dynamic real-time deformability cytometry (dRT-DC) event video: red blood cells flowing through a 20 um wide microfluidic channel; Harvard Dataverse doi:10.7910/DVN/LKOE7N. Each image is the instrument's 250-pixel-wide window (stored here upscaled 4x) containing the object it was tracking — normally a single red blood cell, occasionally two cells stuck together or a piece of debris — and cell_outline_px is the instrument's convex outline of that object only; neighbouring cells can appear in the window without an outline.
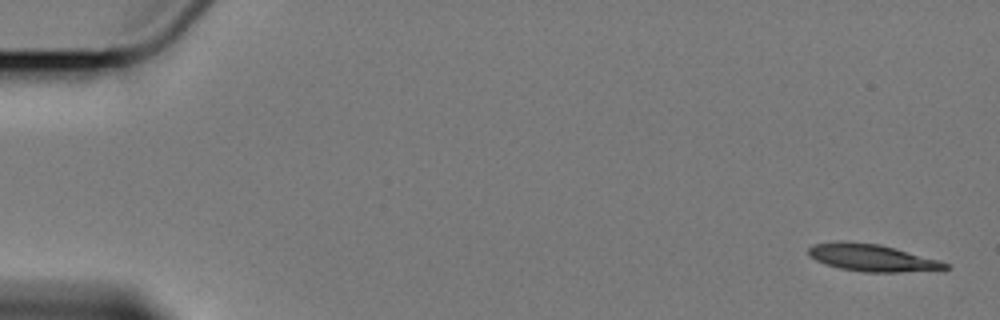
{"species": "Egyptian fruit bat (a non-hibernating species)", "species_latin": "Rousettus aegyptiacus", "temperature_condition": "cold", "stored_images_in_passage": 5, "camera_frame_rate_fps": 3000, "um_per_image_px": 0.085, "animal": {"sex": "female"}, "frame": {"image": 1, "passage_image": 1, "time_ms": 0.0, "image_size_px": [1000, 320], "cell_outline_px": [[952, 268], [900, 272], [864, 272], [840, 268], [816, 260], [808, 256], [808, 248], [812, 244], [836, 240], [840, 240], [880, 244], [940, 260], [948, 264]], "centroid_in_image_um": [74.08, 21.89], "position_along_channel_um": 10.9, "area_um2": 21.68}}
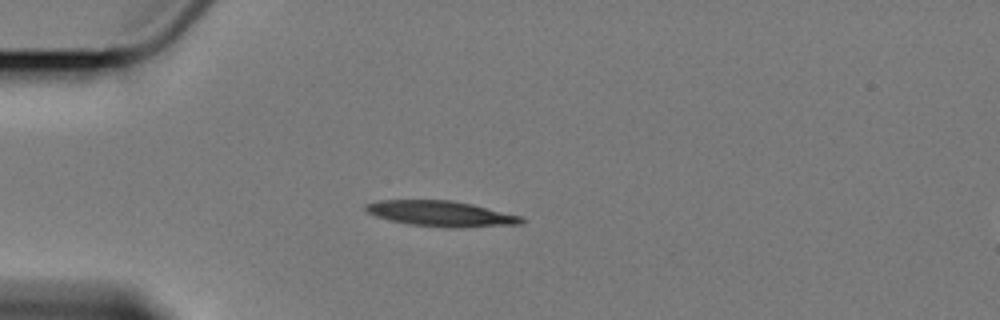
{"frame": {"image": 2, "passage_image": 5, "time_ms": 4.667, "image_size_px": [1000, 320], "cell_outline_px": [[524, 220], [520, 224], [460, 228], [444, 228], [408, 224], [376, 216], [368, 212], [364, 208], [364, 204], [380, 200], [452, 200], [472, 204], [524, 216]], "centroid_in_image_um": [37.52, 18.16], "position_along_channel_um": 47.5, "area_um2": 23.35}}